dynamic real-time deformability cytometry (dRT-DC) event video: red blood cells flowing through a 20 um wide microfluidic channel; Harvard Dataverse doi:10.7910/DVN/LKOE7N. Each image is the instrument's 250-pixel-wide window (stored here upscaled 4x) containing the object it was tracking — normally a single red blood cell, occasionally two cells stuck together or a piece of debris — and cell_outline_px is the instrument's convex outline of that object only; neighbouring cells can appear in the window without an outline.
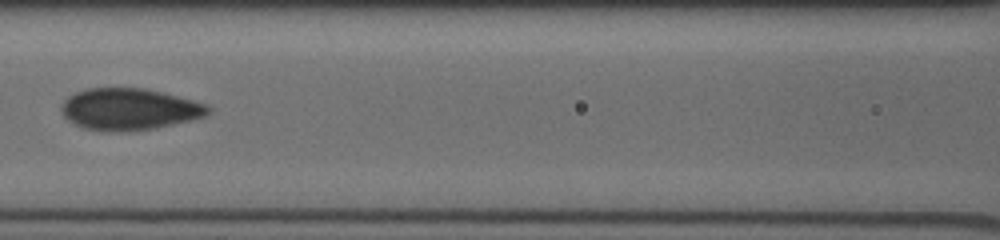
{"species": "human", "species_latin": "Homo sapiens", "temperature_condition": "cold", "stored_images_in_passage": 11, "camera_frame_rate_fps": 3000, "um_per_image_px": 0.085, "donor": {"sex": "male"}, "frame": {"image": 1, "passage_image": 4, "time_ms": 3.0, "image_size_px": [1000, 240], "cell_outline_px": [[212, 112], [204, 116], [192, 120], [156, 128], [124, 132], [104, 132], [84, 128], [68, 120], [64, 116], [60, 108], [64, 100], [68, 96], [84, 88], [144, 88], [208, 104], [212, 108]], "centroid_in_image_um": [10.99, 9.29], "position_along_channel_um": 155.6, "area_um2": 35.89}}
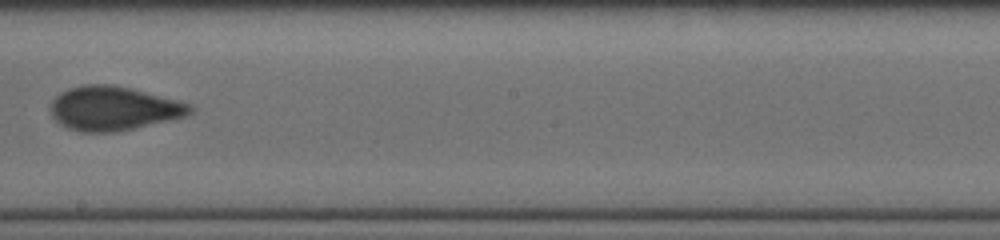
{"frame": {"image": 2, "passage_image": 8, "time_ms": 5.0, "image_size_px": [1000, 240], "cell_outline_px": [[192, 112], [184, 116], [168, 120], [132, 128], [112, 132], [80, 132], [68, 128], [60, 124], [52, 116], [48, 108], [52, 100], [60, 92], [68, 88], [84, 84], [112, 84], [128, 88], [188, 104], [192, 108]], "centroid_in_image_um": [9.52, 9.21], "position_along_channel_um": 238.7, "area_um2": 35.2}}